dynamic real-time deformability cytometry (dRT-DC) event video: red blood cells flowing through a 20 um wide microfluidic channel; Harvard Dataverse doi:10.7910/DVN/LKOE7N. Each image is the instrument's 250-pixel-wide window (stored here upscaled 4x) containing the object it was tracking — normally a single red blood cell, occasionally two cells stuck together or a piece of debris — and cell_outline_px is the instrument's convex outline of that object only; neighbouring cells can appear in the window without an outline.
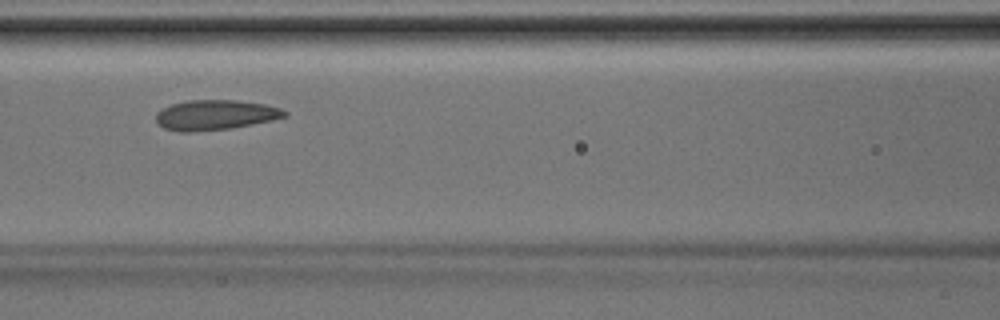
{"species": "Egyptian fruit bat (a non-hibernating species)", "species_latin": "Rousettus aegyptiacus", "temperature_condition": "room temperature", "stored_images_in_passage": 6, "camera_frame_rate_fps": 3000, "um_per_image_px": 0.085, "animal": {"sex": "male"}, "frame": {"image": 1, "passage_image": 5, "time_ms": 1.333, "image_size_px": [1000, 320], "cell_outline_px": [[288, 116], [272, 120], [232, 128], [188, 132], [180, 132], [164, 128], [156, 120], [156, 112], [172, 104], [184, 100], [236, 100], [264, 104], [280, 108], [288, 112]], "centroid_in_image_um": [18.31, 9.77], "position_along_channel_um": 148.3, "area_um2": 22.48}}
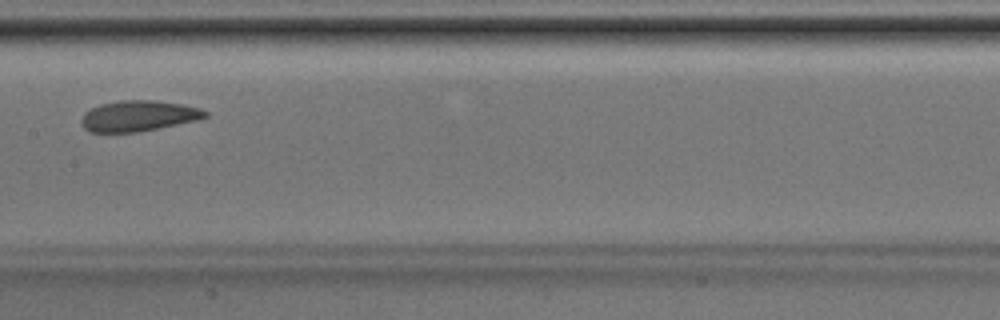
{"frame": {"image": 2, "passage_image": 6, "time_ms": 1.667, "image_size_px": [1000, 320], "cell_outline_px": [[208, 116], [196, 120], [136, 132], [88, 132], [84, 128], [80, 120], [84, 112], [100, 104], [120, 100], [156, 100], [184, 104], [200, 108], [208, 112]], "centroid_in_image_um": [11.75, 9.84], "position_along_channel_um": 195.7, "area_um2": 22.14}}